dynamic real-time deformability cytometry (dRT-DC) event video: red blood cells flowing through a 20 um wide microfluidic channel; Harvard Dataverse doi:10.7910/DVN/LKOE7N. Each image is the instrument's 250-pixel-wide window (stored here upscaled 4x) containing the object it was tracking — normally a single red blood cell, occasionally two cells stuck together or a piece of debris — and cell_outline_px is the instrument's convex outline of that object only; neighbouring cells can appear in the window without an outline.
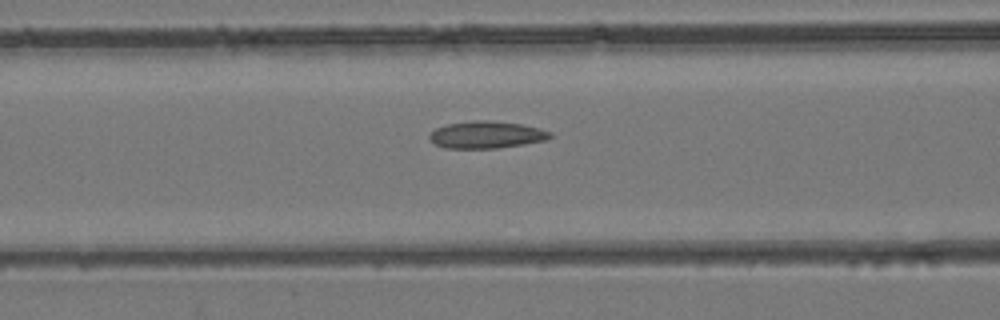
{"species": "common noctule bat (a hibernating species)", "species_latin": "Nyctalus noctula", "temperature_condition": "room temperature", "stored_images_in_passage": 36, "camera_frame_rate_fps": 3000, "um_per_image_px": 0.085, "animal": {"sex": "female", "body_mass_g": 24.6, "forearm_length_mm": 56.2}, "frame": {"image": 1, "passage_image": 10, "time_ms": 3.0, "image_size_px": [1000, 320], "cell_outline_px": [[552, 136], [548, 140], [524, 144], [496, 148], [444, 148], [436, 144], [428, 136], [436, 128], [448, 124], [472, 120], [492, 120], [520, 124], [540, 128], [552, 132]], "centroid_in_image_um": [41.39, 11.45], "position_along_channel_um": 125.2, "area_um2": 19.07}}
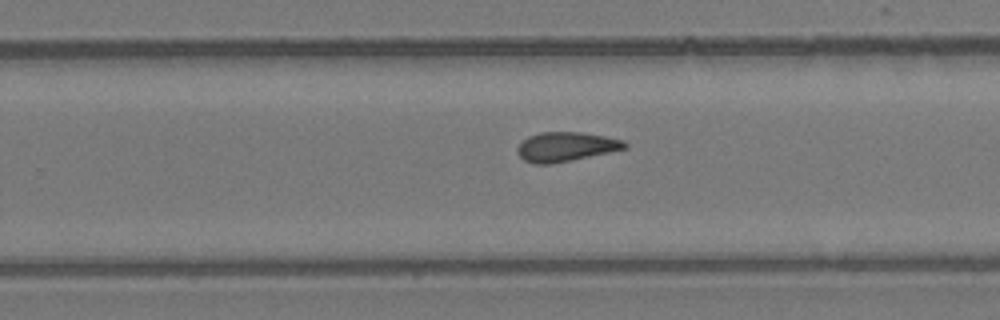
{"frame": {"image": 2, "passage_image": 20, "time_ms": 6.333, "image_size_px": [1000, 320], "cell_outline_px": [[628, 148], [572, 160], [552, 164], [532, 164], [524, 160], [516, 152], [516, 148], [528, 136], [540, 132], [580, 132], [604, 136], [624, 140], [628, 144]], "centroid_in_image_um": [48.09, 12.48], "position_along_channel_um": 281.7, "area_um2": 18.44}}
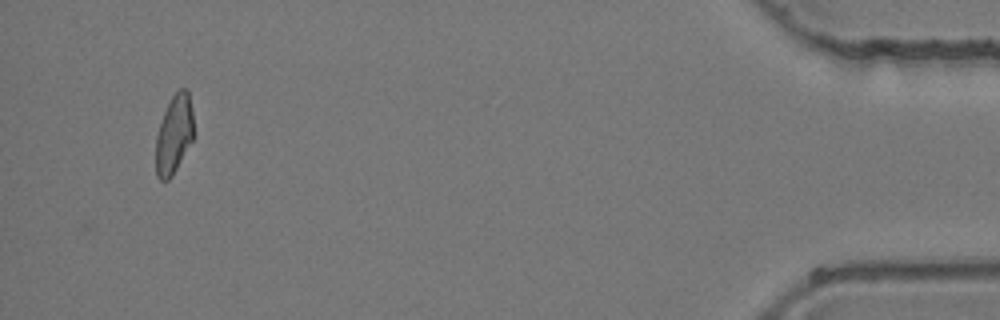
{"frame": {"image": 3, "passage_image": 34, "time_ms": 11.0, "image_size_px": [1000, 320], "cell_outline_px": [[192, 140], [172, 176], [168, 180], [160, 180], [156, 176], [156, 136], [164, 112], [172, 96], [180, 88], [188, 88], [192, 112]], "centroid_in_image_um": [14.78, 11.42], "position_along_channel_um": 420.4, "area_um2": 17.05}}